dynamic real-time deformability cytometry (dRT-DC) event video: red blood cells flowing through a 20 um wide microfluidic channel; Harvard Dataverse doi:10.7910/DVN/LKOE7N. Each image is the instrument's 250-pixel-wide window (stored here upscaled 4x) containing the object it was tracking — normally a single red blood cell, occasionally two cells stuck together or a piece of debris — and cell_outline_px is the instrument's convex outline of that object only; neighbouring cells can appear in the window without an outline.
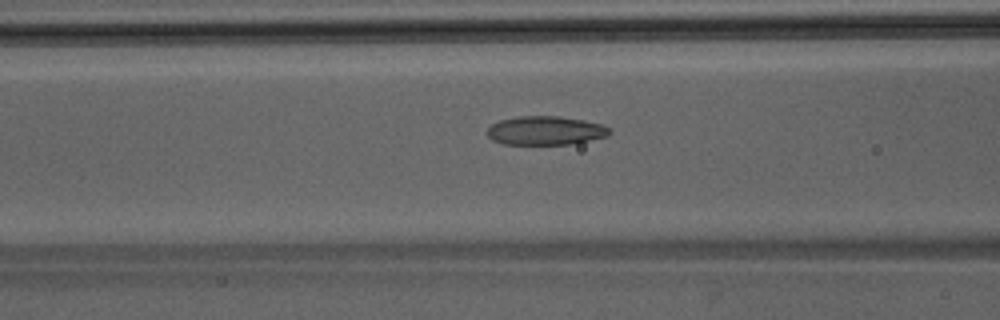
{"species": "Egyptian fruit bat (a non-hibernating species)", "species_latin": "Rousettus aegyptiacus", "temperature_condition": "room temperature", "stored_images_in_passage": 34, "camera_frame_rate_fps": 3000, "um_per_image_px": 0.085, "animal": {"sex": "male"}, "frame": {"image": 1, "passage_image": 5, "time_ms": 1.333, "image_size_px": [1000, 320], "cell_outline_px": [[612, 132], [608, 136], [568, 144], [504, 144], [492, 140], [484, 132], [492, 124], [500, 120], [520, 116], [560, 116], [584, 120], [604, 124]], "centroid_in_image_um": [46.35, 11.09], "position_along_channel_um": 120.2, "area_um2": 20.58}}
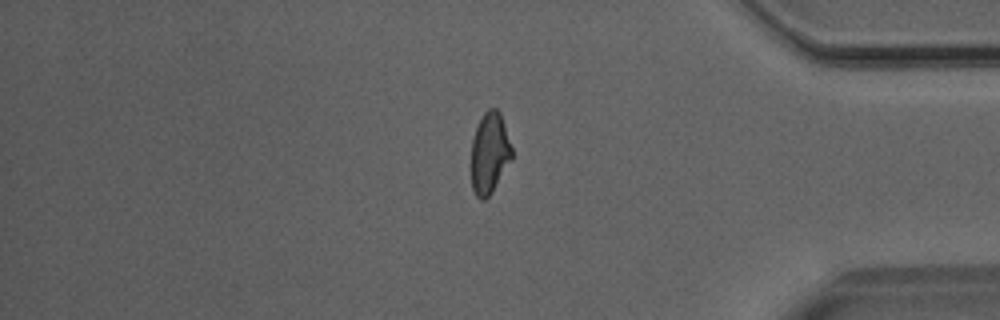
{"frame": {"image": 2, "passage_image": 26, "time_ms": 8.333, "image_size_px": [1000, 320], "cell_outline_px": [[512, 160], [492, 192], [484, 200], [480, 200], [476, 196], [472, 188], [472, 140], [476, 128], [484, 112], [488, 108], [496, 108], [500, 112], [512, 148]], "centroid_in_image_um": [41.62, 13.02], "position_along_channel_um": 393.6, "area_um2": 19.13}}
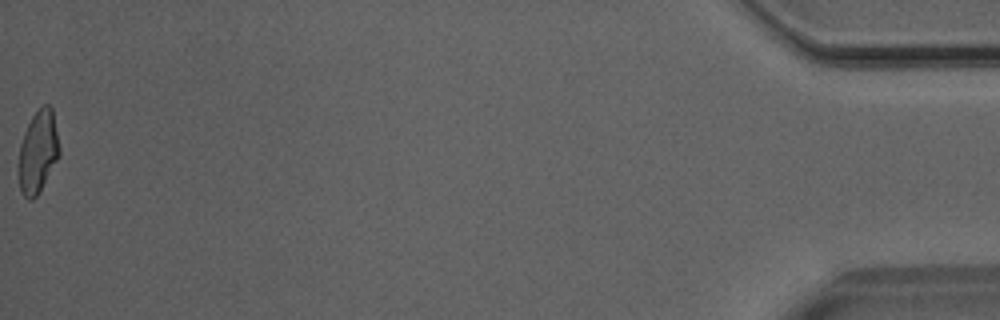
{"frame": {"image": 3, "passage_image": 34, "time_ms": 11.0, "image_size_px": [1000, 320], "cell_outline_px": [[60, 156], [36, 196], [32, 200], [28, 200], [20, 192], [16, 164], [20, 144], [24, 132], [32, 116], [44, 104], [48, 104], [52, 108], [60, 148]], "centroid_in_image_um": [3.2, 12.94], "position_along_channel_um": 432.0, "area_um2": 19.88}}